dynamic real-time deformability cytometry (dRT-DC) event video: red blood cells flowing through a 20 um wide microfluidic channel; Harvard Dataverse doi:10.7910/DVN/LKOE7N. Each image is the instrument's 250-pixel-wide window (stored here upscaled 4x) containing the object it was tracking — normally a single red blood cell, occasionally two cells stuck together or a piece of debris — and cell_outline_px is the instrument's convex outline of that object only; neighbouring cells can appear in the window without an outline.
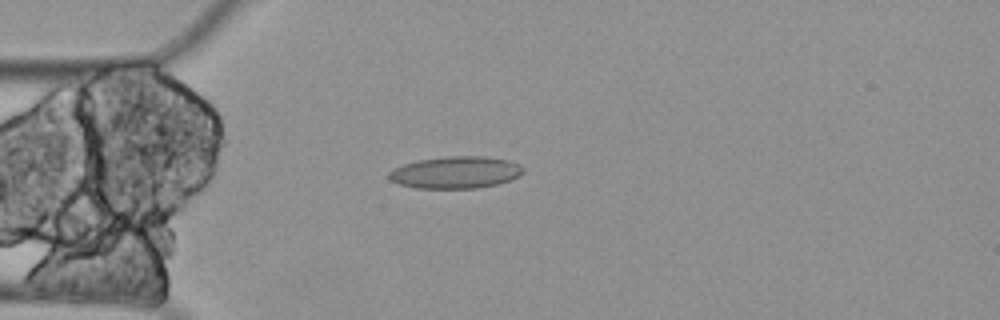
{"species": "Egyptian fruit bat (a non-hibernating species)", "species_latin": "Rousettus aegyptiacus", "temperature_condition": "cold", "stored_images_in_passage": 4, "camera_frame_rate_fps": 3000, "um_per_image_px": 0.085, "animal": {"sex": "female"}, "frame": {"image": 1, "passage_image": 4, "time_ms": 1.0, "image_size_px": [1000, 320], "cell_outline_px": [[524, 172], [508, 180], [496, 184], [476, 188], [416, 188], [400, 184], [392, 180], [388, 176], [388, 172], [404, 164], [420, 160], [444, 156], [484, 156], [508, 160], [520, 164], [524, 168]], "centroid_in_image_um": [38.74, 14.64], "position_along_channel_um": 46.3, "area_um2": 24.8}}